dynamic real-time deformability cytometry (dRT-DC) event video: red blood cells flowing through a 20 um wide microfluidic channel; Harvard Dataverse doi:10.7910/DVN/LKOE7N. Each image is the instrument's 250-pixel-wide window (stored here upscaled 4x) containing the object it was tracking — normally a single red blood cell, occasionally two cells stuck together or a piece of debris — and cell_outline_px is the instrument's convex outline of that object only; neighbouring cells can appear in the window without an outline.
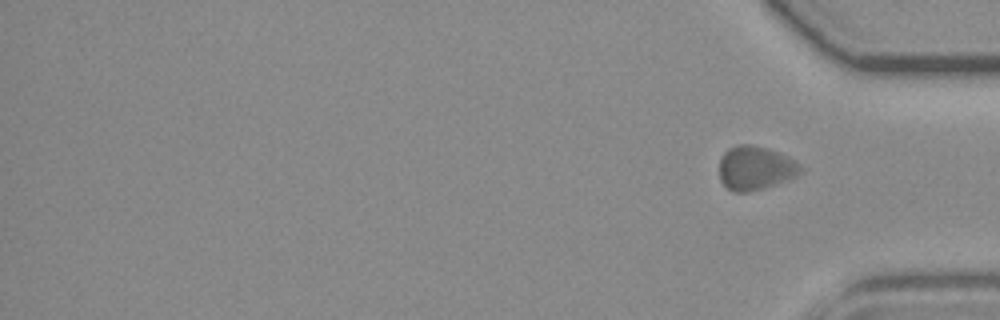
{"species": "common noctule bat (a hibernating species)", "species_latin": "Nyctalus noctula", "temperature_condition": "room temperature", "stored_images_in_passage": 12, "segment_of_instrument_passage": [2, 2], "camera_frame_rate_fps": 3000, "um_per_image_px": 0.085, "animal": {"sex": "female", "body_mass_g": 19.3, "forearm_length_mm": 54.1}, "frame": {"image": 1, "passage_image": 12, "time_ms": 13.333, "image_size_px": [1000, 320], "cell_outline_px": [[800, 172], [796, 176], [788, 180], [764, 188], [748, 192], [736, 192], [728, 188], [720, 180], [720, 160], [724, 152], [728, 148], [736, 144], [752, 144], [768, 148], [780, 152], [800, 164]], "centroid_in_image_um": [64.19, 14.26], "position_along_channel_um": 371.0, "area_um2": 20.81}}